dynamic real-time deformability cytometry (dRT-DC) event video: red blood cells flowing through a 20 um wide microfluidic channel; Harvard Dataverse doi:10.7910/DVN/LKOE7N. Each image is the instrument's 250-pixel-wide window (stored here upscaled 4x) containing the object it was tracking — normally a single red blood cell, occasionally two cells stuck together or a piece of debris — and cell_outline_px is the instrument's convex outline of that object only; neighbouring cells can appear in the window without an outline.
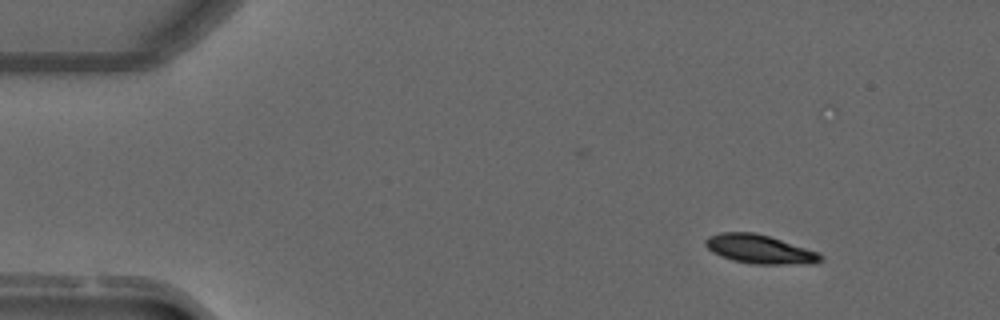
{"species": "common noctule bat (a hibernating species)", "species_latin": "Nyctalus noctula", "temperature_condition": "warm", "stored_images_in_passage": 3, "camera_frame_rate_fps": 3000, "um_per_image_px": 0.085, "animal": {"sex": "male", "forearm_length_mm": 52.5}, "frame": {"image": 1, "passage_image": 1, "time_ms": 0.0, "image_size_px": [1000, 320], "cell_outline_px": [[824, 260], [816, 264], [752, 264], [732, 260], [712, 252], [704, 244], [704, 240], [708, 236], [720, 232], [752, 232], [768, 236], [820, 252], [824, 256]], "centroid_in_image_um": [64.61, 21.19], "position_along_channel_um": 20.4, "area_um2": 19.54}}
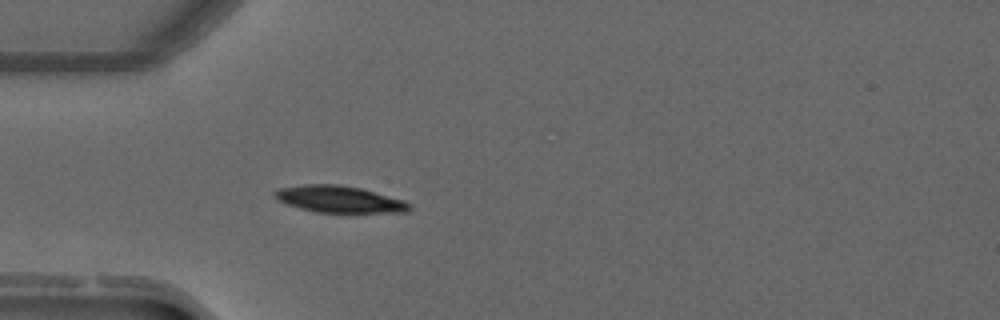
{"frame": {"image": 2, "passage_image": 3, "time_ms": 0.667, "image_size_px": [1000, 320], "cell_outline_px": [[412, 208], [408, 212], [316, 212], [300, 208], [276, 200], [272, 196], [272, 192], [280, 188], [304, 184], [336, 184], [360, 188], [404, 200], [412, 204]], "centroid_in_image_um": [28.82, 16.93], "position_along_channel_um": 56.2, "area_um2": 20.98}}